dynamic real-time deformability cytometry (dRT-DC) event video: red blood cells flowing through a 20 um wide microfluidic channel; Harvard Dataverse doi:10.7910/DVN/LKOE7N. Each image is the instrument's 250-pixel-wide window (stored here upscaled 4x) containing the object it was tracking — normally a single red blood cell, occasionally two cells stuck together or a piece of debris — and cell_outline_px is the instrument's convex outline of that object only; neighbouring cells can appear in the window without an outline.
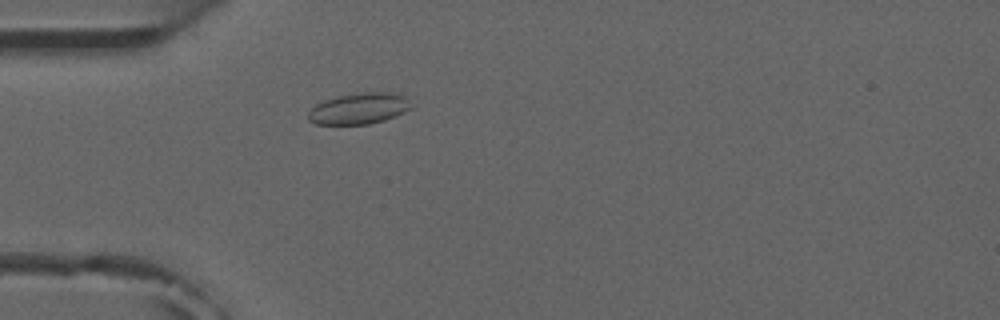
{"species": "common noctule bat (a hibernating species)", "species_latin": "Nyctalus noctula", "temperature_condition": "room temperature", "stored_images_in_passage": 2, "camera_frame_rate_fps": 3000, "um_per_image_px": 0.085, "animal": {"sex": "male", "forearm_length_mm": 52.5}, "frame": {"image": 1, "passage_image": 2, "time_ms": 2.333, "image_size_px": [1000, 320], "cell_outline_px": [[412, 108], [396, 116], [384, 120], [368, 124], [316, 124], [308, 120], [308, 112], [316, 104], [324, 100], [340, 96], [368, 92], [396, 92], [408, 96], [412, 104]], "centroid_in_image_um": [30.58, 9.22], "position_along_channel_um": 54.4, "area_um2": 18.79}}